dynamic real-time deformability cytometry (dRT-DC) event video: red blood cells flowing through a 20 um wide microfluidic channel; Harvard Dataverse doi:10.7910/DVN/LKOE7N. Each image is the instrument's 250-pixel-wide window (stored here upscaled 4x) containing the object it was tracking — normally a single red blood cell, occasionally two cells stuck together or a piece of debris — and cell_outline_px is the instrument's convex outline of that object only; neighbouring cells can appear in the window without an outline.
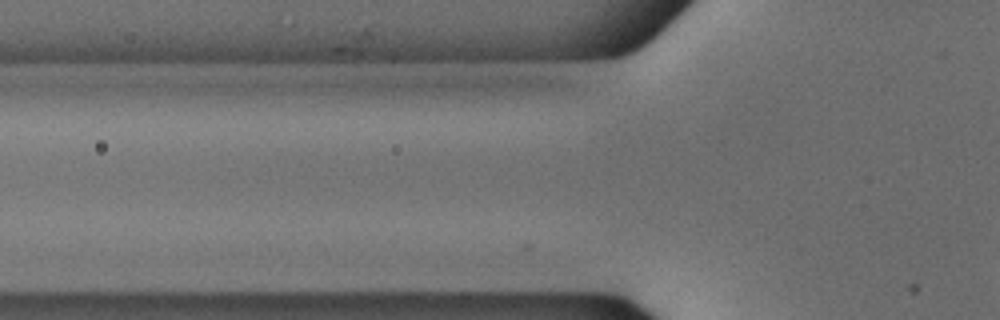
{"species": "common noctule bat (a hibernating species)", "species_latin": "Nyctalus noctula", "temperature_condition": "cold", "stored_images_in_passage": 3, "camera_frame_rate_fps": 3000, "um_per_image_px": 0.085, "animal": {"sex": "male", "body_mass_g": 18.8}, "frame": {"image": 1, "passage_image": 3, "time_ms": 0.667, "image_size_px": [1000, 320], "cell_outline_px": [[672, 20], [664, 28], [640, 48], [632, 52], [620, 56], [588, 60], [548, 60], [668, 20]], "centroid_in_image_um": [52.39, 3.82], "position_along_channel_um": 73.4, "area_um2": 11.04}}